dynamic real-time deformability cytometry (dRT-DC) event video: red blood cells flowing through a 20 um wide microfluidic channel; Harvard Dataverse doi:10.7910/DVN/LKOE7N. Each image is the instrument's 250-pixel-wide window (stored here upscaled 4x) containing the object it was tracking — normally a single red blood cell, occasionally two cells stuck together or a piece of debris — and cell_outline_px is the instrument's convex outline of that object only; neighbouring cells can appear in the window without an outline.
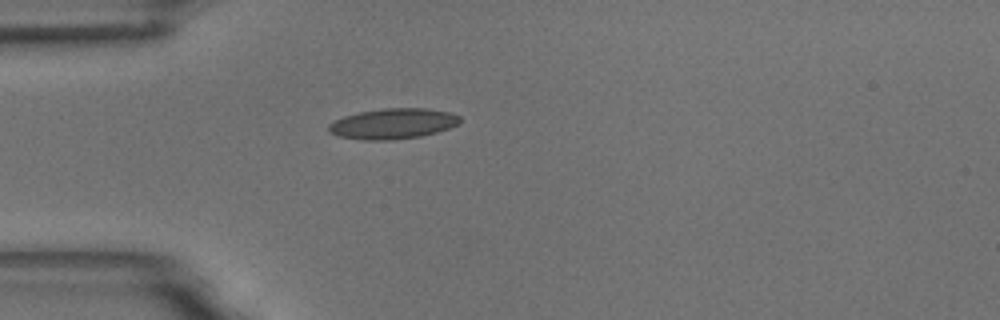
{"species": "common noctule bat (a hibernating species)", "species_latin": "Nyctalus noctula", "temperature_condition": "room temperature", "stored_images_in_passage": 43, "camera_frame_rate_fps": 3000, "um_per_image_px": 0.085, "animal": {"sex": "male", "body_mass_g": 18.8}, "frame": {"image": 1, "passage_image": 1, "time_ms": 0.0, "image_size_px": [1000, 320], "cell_outline_px": [[460, 124], [436, 132], [420, 136], [392, 140], [364, 140], [340, 136], [328, 132], [328, 124], [344, 116], [360, 112], [384, 108], [428, 108], [452, 112], [460, 116]], "centroid_in_image_um": [33.43, 10.5], "position_along_channel_um": 51.6, "area_um2": 23.35}}
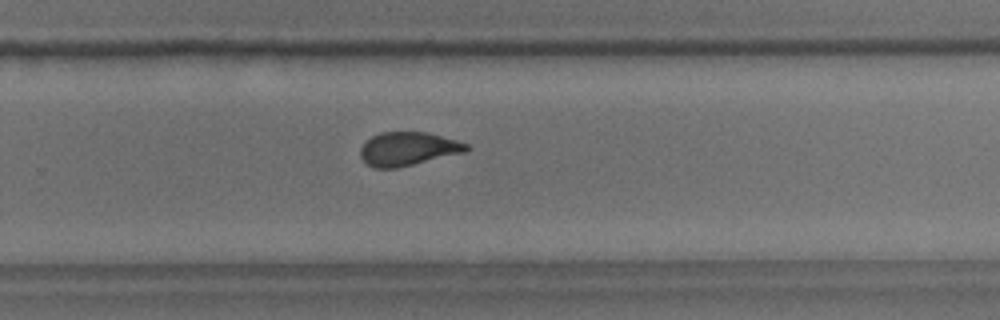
{"frame": {"image": 2, "passage_image": 23, "time_ms": 7.333, "image_size_px": [1000, 320], "cell_outline_px": [[472, 148], [464, 152], [396, 168], [376, 168], [368, 164], [360, 156], [360, 148], [372, 136], [380, 132], [428, 132], [456, 140], [468, 144]], "centroid_in_image_um": [34.69, 12.64], "position_along_channel_um": 295.1, "area_um2": 20.52}}
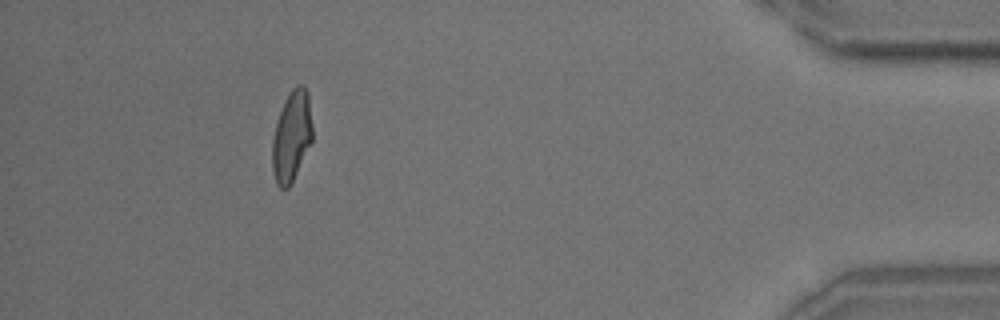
{"frame": {"image": 3, "passage_image": 38, "time_ms": 12.333, "image_size_px": [1000, 320], "cell_outline_px": [[312, 140], [288, 188], [280, 188], [276, 184], [272, 168], [272, 140], [276, 124], [284, 100], [292, 88], [296, 84], [304, 84], [308, 92], [312, 124]], "centroid_in_image_um": [24.78, 11.53], "position_along_channel_um": 410.4, "area_um2": 21.04}, "authors_computed_cell_mechanics": {"area_um2": 21.5016, "velocity_mm_per_s": 3.4397, "shape_relaxation_time_tau1_ms": 5.4807, "shape_relaxation_time_tau2_ms": 1.3767, "deformation_change_tau1": 0.1576, "deformation_change_tau2": 0.0661}}